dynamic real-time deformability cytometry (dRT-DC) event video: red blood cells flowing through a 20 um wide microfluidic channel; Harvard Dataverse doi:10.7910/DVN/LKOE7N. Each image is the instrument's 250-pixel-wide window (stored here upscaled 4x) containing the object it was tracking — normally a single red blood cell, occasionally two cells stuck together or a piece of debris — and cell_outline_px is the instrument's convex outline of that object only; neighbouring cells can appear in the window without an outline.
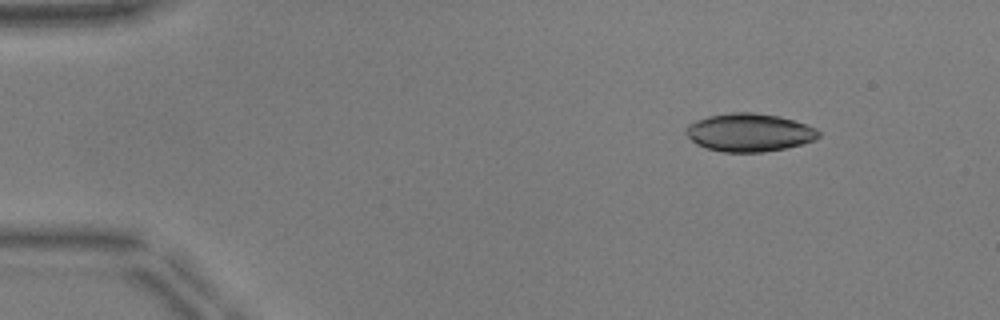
{"species": "common noctule bat (a hibernating species)", "species_latin": "Nyctalus noctula", "temperature_condition": "warm", "stored_images_in_passage": 28, "camera_frame_rate_fps": 3000, "um_per_image_px": 0.085, "animal": {"sex": "male", "body_mass_g": 17.9, "forearm_length_mm": 54.2}, "frame": {"image": 1, "passage_image": 1, "time_ms": 0.0, "image_size_px": [1000, 320], "cell_outline_px": [[820, 136], [816, 140], [784, 148], [764, 152], [724, 152], [708, 148], [696, 144], [684, 132], [684, 128], [688, 124], [696, 120], [708, 116], [732, 112], [752, 112], [780, 116], [816, 128], [820, 132]], "centroid_in_image_um": [63.67, 11.25], "position_along_channel_um": 21.3, "area_um2": 29.42}}
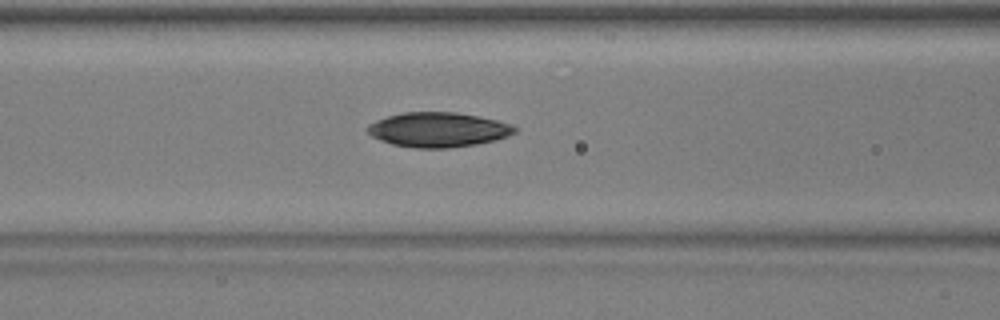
{"frame": {"image": 2, "passage_image": 16, "time_ms": 5.0, "image_size_px": [1000, 320], "cell_outline_px": [[516, 132], [508, 136], [496, 140], [476, 144], [448, 148], [416, 148], [392, 144], [380, 140], [372, 136], [364, 128], [368, 124], [376, 120], [388, 116], [404, 112], [456, 112], [480, 116], [512, 124], [516, 128]], "centroid_in_image_um": [37.24, 11.02], "position_along_channel_um": 129.4, "area_um2": 29.88}}
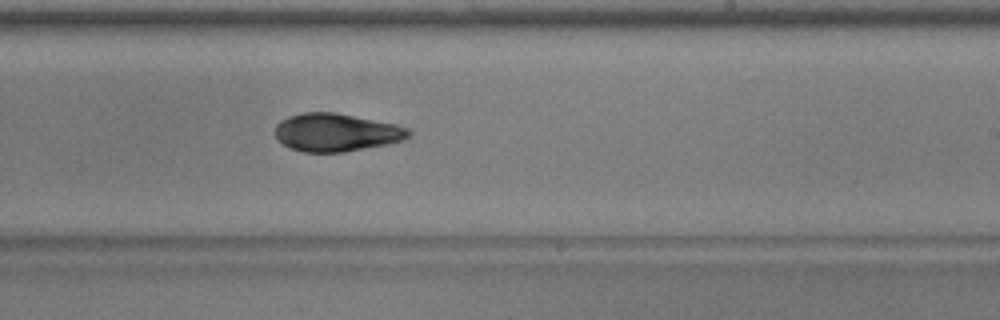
{"frame": {"image": 3, "passage_image": 26, "time_ms": 8.333, "image_size_px": [1000, 320], "cell_outline_px": [[412, 136], [404, 140], [388, 144], [344, 152], [304, 152], [292, 148], [276, 140], [276, 124], [280, 120], [288, 116], [300, 112], [332, 112], [396, 124], [408, 128], [412, 132]], "centroid_in_image_um": [28.59, 11.25], "position_along_channel_um": 260.4, "area_um2": 29.65}}